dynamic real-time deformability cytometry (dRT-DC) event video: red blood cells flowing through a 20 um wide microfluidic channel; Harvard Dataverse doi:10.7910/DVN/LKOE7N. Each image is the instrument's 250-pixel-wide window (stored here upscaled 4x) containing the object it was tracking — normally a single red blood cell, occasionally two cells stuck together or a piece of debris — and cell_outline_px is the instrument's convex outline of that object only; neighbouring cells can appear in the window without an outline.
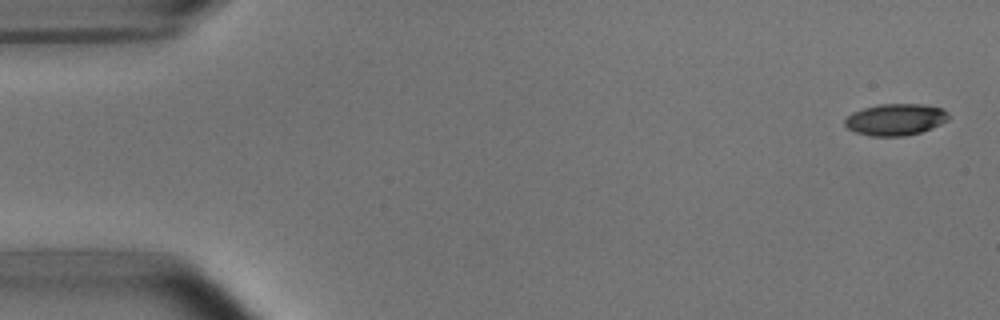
{"species": "common noctule bat (a hibernating species)", "species_latin": "Nyctalus noctula", "temperature_condition": "room temperature", "stored_images_in_passage": 53, "camera_frame_rate_fps": 3000, "um_per_image_px": 0.085, "animal": {"sex": "male", "body_mass_g": 15.6}, "frame": {"image": 1, "passage_image": 2, "time_ms": 0.333, "image_size_px": [1000, 320], "cell_outline_px": [[948, 120], [932, 128], [920, 132], [904, 136], [872, 136], [856, 132], [848, 128], [844, 124], [844, 120], [852, 112], [864, 108], [880, 104], [920, 104], [944, 108], [948, 112]], "centroid_in_image_um": [76.13, 10.15], "position_along_channel_um": 8.9, "area_um2": 19.07}}
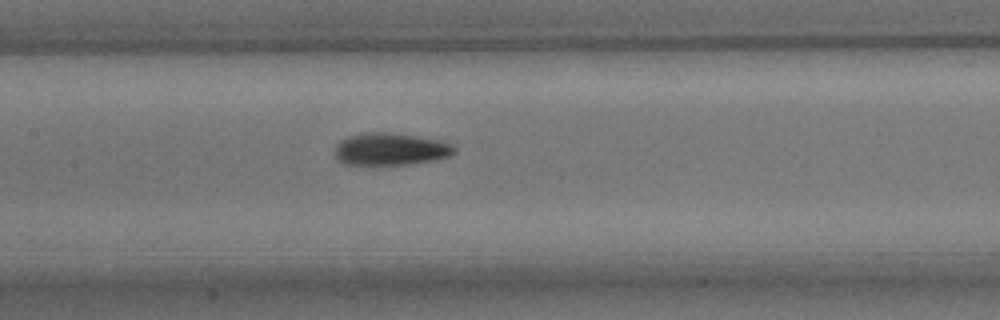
{"frame": {"image": 2, "passage_image": 25, "time_ms": 8.0, "image_size_px": [1000, 320], "cell_outline_px": [[456, 152], [448, 156], [436, 160], [412, 164], [344, 164], [336, 160], [336, 144], [340, 140], [348, 136], [368, 132], [388, 132], [436, 140], [452, 144], [456, 148]], "centroid_in_image_um": [33.18, 12.68], "position_along_channel_um": 174.2, "area_um2": 22.31}}
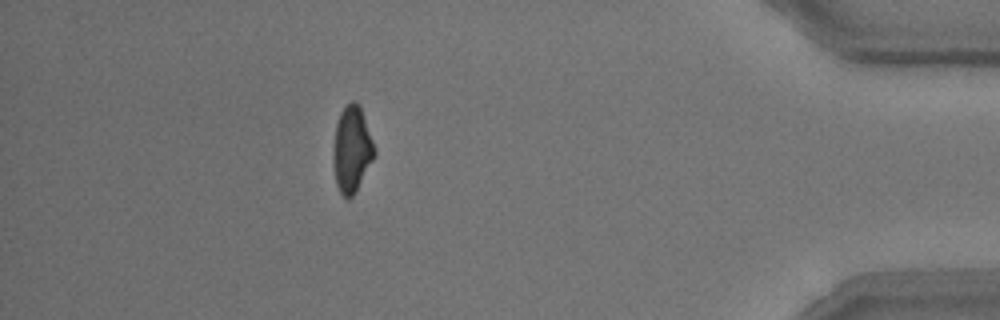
{"frame": {"image": 3, "passage_image": 47, "time_ms": 15.333, "image_size_px": [1000, 320], "cell_outline_px": [[376, 156], [352, 196], [344, 196], [340, 192], [336, 184], [336, 124], [340, 112], [344, 104], [352, 100], [356, 100], [360, 104], [376, 148]], "centroid_in_image_um": [29.98, 12.58], "position_along_channel_um": 405.2, "area_um2": 20.06}, "authors_computed_cell_mechanics": {"area_um2": 20.808, "velocity_mm_per_s": 3.8172, "shape_relaxation_time_tau1_ms": 2.9487, "shape_relaxation_time_tau2_ms": 3.0371, "deformation_change_tau1": 0.155, "deformation_change_tau2": 0.1051}}